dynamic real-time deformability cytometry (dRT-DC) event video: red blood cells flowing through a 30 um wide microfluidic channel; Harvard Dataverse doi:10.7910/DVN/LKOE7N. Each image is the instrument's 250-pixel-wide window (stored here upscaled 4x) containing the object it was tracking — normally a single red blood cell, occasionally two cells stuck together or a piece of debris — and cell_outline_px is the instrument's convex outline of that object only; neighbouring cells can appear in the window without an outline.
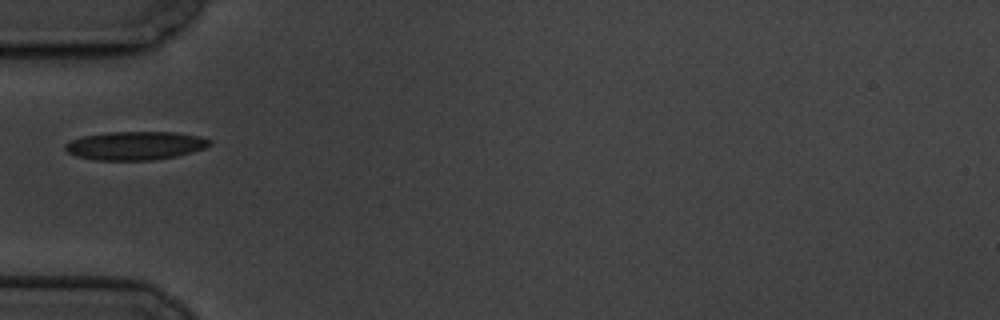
{"species": "common noctule bat (a hibernating species)", "species_latin": "Nyctalus noctula", "temperature_condition": "cold", "stored_images_in_passage": 4, "camera_frame_rate_fps": 3000, "um_per_image_px": 0.085, "animal": {"sex": "male", "body_mass_g": 19.5, "forearm_length_mm": 54.6}, "frame": {"image": 1, "passage_image": 3, "time_ms": 2.333, "image_size_px": [1000, 320], "cell_outline_px": [[212, 144], [204, 148], [192, 152], [176, 156], [152, 160], [92, 160], [76, 156], [68, 152], [64, 148], [64, 144], [72, 140], [84, 136], [108, 132], [176, 132], [200, 136], [212, 140]], "centroid_in_image_um": [11.51, 12.38], "position_along_channel_um": 73.5, "area_um2": 24.04}}
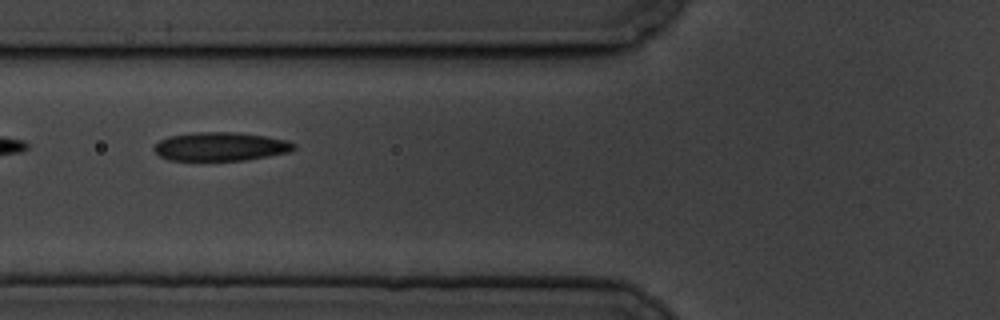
{"frame": {"image": 2, "passage_image": 4, "time_ms": 3.333, "image_size_px": [1000, 320], "cell_outline_px": [[296, 148], [288, 152], [268, 156], [244, 160], [168, 160], [160, 156], [152, 148], [160, 140], [168, 136], [196, 132], [240, 132], [288, 140], [296, 144]], "centroid_in_image_um": [18.75, 12.45], "position_along_channel_um": 107.0, "area_um2": 23.35}}